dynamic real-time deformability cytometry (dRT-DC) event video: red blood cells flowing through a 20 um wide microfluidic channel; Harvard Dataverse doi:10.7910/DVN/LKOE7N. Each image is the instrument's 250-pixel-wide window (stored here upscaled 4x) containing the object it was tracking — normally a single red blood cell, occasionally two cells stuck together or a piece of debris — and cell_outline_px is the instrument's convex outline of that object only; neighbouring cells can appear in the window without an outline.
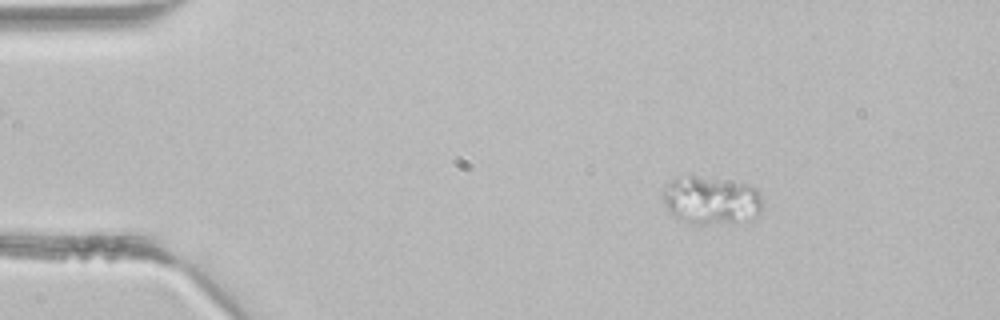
{"species": "common noctule bat (a hibernating species)", "species_latin": "Nyctalus noctula", "temperature_condition": "room temperature", "stored_images_in_passage": 43, "camera_frame_rate_fps": 3000, "um_per_image_px": 0.085, "animal": {"sex": "male", "body_mass_g": 21.5, "forearm_length_mm": 52.0}, "frame": {"image": 1, "passage_image": 6, "time_ms": 1.667, "image_size_px": [1000, 320], "cell_outline_px": [[764, 208], [756, 216], [728, 224], [692, 224], [676, 220], [668, 212], [660, 192], [672, 180], [688, 176], [696, 176], [748, 184], [756, 188], [764, 204]], "centroid_in_image_um": [60.42, 17.06], "position_along_channel_um": 24.6, "area_um2": 28.26}}
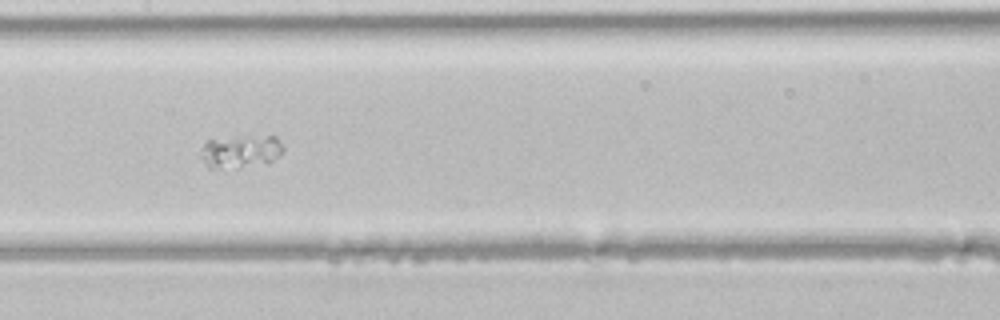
{"frame": {"image": 2, "passage_image": 21, "time_ms": 6.667, "image_size_px": [1000, 320], "cell_outline_px": [[284, 152], [280, 156], [268, 164], [236, 168], [208, 168], [204, 164], [200, 156], [204, 144], [208, 140], [268, 136], [276, 136], [284, 148]], "centroid_in_image_um": [20.5, 12.92], "position_along_channel_um": 186.9, "area_um2": 15.78}}
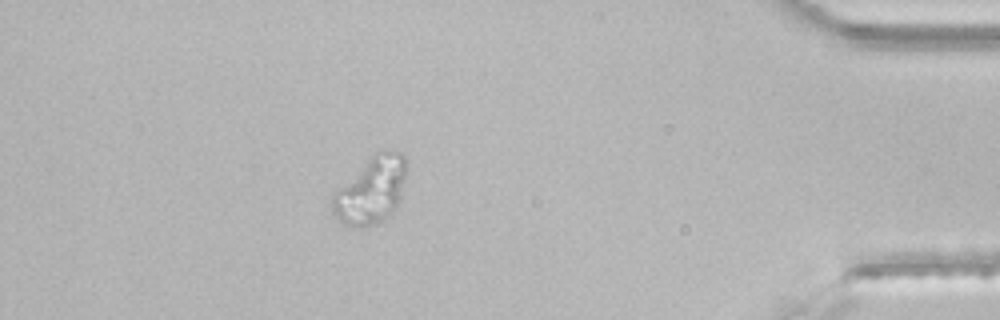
{"frame": {"image": 3, "passage_image": 38, "time_ms": 12.333, "image_size_px": [1000, 320], "cell_outline_px": [[408, 168], [400, 196], [392, 212], [380, 220], [372, 224], [356, 228], [344, 224], [332, 216], [332, 196], [336, 188], [376, 152], [384, 148], [388, 148], [404, 152]], "centroid_in_image_um": [31.53, 16.12], "position_along_channel_um": 403.7, "area_um2": 29.07}}